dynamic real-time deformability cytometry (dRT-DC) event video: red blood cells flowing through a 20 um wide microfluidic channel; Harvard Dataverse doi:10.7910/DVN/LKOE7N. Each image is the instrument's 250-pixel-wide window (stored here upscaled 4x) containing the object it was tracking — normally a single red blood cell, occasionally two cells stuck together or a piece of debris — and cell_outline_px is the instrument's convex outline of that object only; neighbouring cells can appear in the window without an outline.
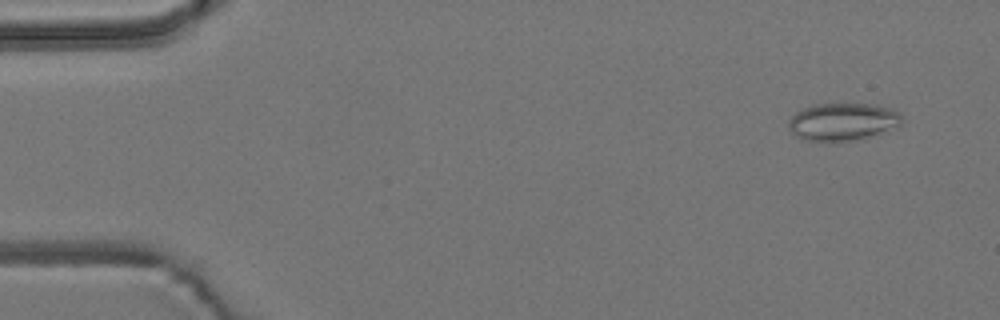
{"species": "common noctule bat (a hibernating species)", "species_latin": "Nyctalus noctula", "temperature_condition": "room temperature", "stored_images_in_passage": 12, "camera_frame_rate_fps": 3000, "um_per_image_px": 0.085, "animal": {"sex": "male", "body_mass_g": 19.2, "forearm_length_mm": 51.8}, "frame": {"image": 1, "passage_image": 4, "time_ms": 1.0, "image_size_px": [1000, 320], "cell_outline_px": [[900, 124], [888, 132], [872, 136], [852, 140], [800, 140], [788, 128], [788, 120], [796, 112], [804, 108], [816, 104], [876, 104], [892, 108], [900, 112]], "centroid_in_image_um": [71.65, 10.34], "position_along_channel_um": 13.4, "area_um2": 24.8}}